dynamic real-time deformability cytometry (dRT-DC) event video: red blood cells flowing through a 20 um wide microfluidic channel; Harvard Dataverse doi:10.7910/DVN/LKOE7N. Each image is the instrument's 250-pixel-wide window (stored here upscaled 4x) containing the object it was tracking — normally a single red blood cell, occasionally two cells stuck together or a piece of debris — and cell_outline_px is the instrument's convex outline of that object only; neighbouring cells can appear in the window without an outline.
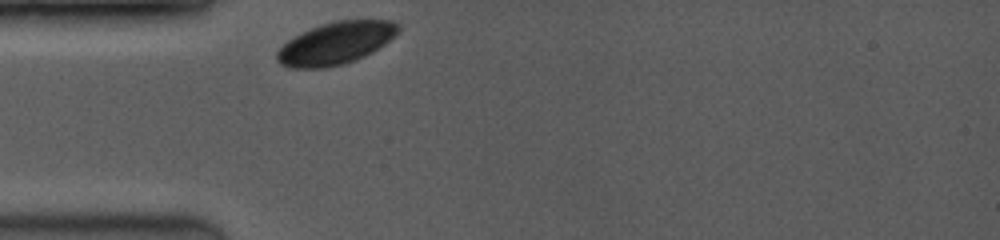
{"species": "common noctule bat (a hibernating species)", "species_latin": "Nyctalus noctula", "temperature_condition": "room temperature", "stored_images_in_passage": 1, "camera_frame_rate_fps": 3500, "um_per_image_px": 0.085, "animal": {"sex": "female", "body_mass_g": 19.0, "forearm_length_mm": 53.3}, "frame": {"image": 1, "passage_image": 1, "time_ms": 0.0, "image_size_px": [1000, 240], "cell_outline_px": [[400, 28], [384, 44], [372, 52], [364, 56], [344, 64], [324, 68], [292, 68], [280, 64], [276, 60], [276, 52], [288, 40], [312, 28], [336, 20], [392, 20], [400, 24]], "centroid_in_image_um": [28.53, 3.68], "position_along_channel_um": 56.5, "area_um2": 29.48}}